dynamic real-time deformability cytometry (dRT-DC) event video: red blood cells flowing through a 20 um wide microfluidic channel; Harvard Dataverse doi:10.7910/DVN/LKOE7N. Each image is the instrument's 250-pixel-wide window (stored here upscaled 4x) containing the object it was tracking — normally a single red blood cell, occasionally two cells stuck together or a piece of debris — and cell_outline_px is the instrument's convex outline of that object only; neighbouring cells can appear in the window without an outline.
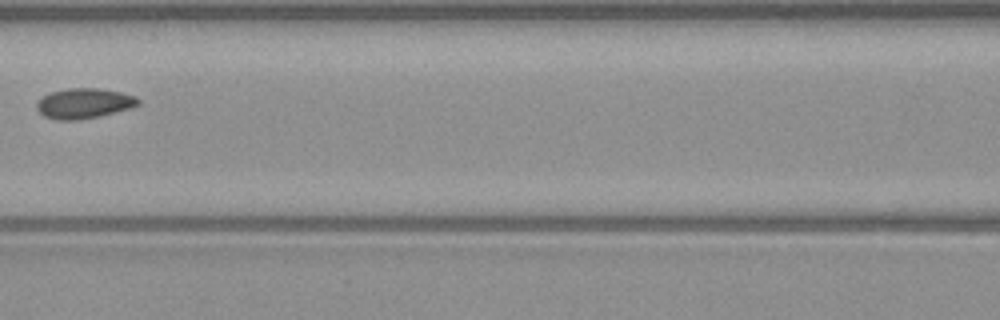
{"species": "common noctule bat (a hibernating species)", "species_latin": "Nyctalus noctula", "temperature_condition": "warm", "stored_images_in_passage": 5, "camera_frame_rate_fps": 3000, "um_per_image_px": 0.085, "animal": {"sex": "male", "body_mass_g": 23.1, "forearm_length_mm": 52.7}, "frame": {"image": 1, "passage_image": 5, "time_ms": 5.0, "image_size_px": [1000, 320], "cell_outline_px": [[140, 104], [128, 108], [96, 116], [76, 120], [56, 120], [44, 116], [36, 108], [36, 104], [48, 92], [68, 88], [96, 88], [120, 92], [136, 96], [140, 100]], "centroid_in_image_um": [7.11, 8.77], "position_along_channel_um": 159.5, "area_um2": 17.57}}